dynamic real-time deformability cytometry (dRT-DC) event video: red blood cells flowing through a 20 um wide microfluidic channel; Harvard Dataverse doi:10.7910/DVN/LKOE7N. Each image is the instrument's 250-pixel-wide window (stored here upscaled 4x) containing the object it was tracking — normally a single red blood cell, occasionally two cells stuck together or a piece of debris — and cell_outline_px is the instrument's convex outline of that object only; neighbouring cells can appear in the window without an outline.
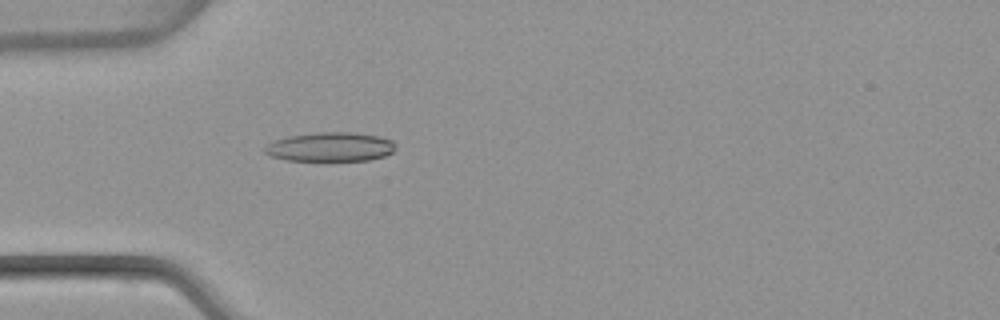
{"species": "common noctule bat (a hibernating species)", "species_latin": "Nyctalus noctula", "temperature_condition": "warm", "stored_images_in_passage": 50, "camera_frame_rate_fps": 3000, "um_per_image_px": 0.085, "animal": {"sex": "female", "body_mass_g": 22.7, "forearm_length_mm": 54.2}, "frame": {"image": 1, "passage_image": 15, "time_ms": 4.667, "image_size_px": [1000, 320], "cell_outline_px": [[396, 148], [392, 152], [384, 156], [368, 160], [324, 164], [288, 160], [272, 156], [264, 152], [264, 148], [268, 144], [276, 140], [288, 136], [320, 132], [356, 132], [376, 136], [392, 140], [396, 144]], "centroid_in_image_um": [28.09, 12.54], "position_along_channel_um": 56.9, "area_um2": 23.18}}
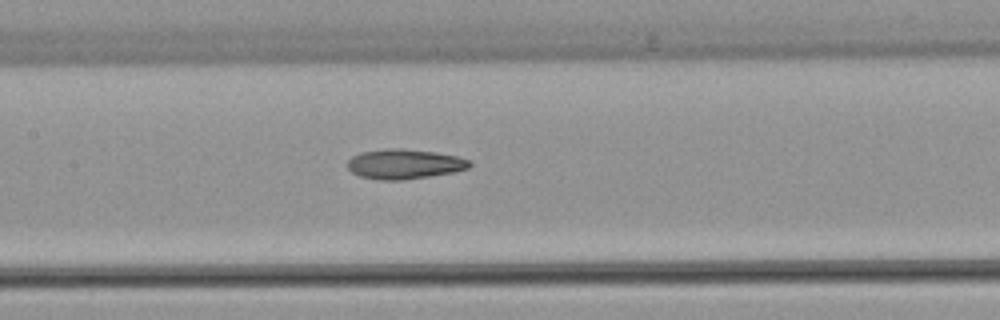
{"frame": {"image": 2, "passage_image": 24, "time_ms": 7.667, "image_size_px": [1000, 320], "cell_outline_px": [[472, 164], [468, 168], [452, 172], [428, 176], [400, 180], [380, 180], [360, 176], [352, 172], [348, 168], [348, 160], [352, 156], [360, 152], [384, 148], [400, 148], [436, 152], [456, 156], [468, 160]], "centroid_in_image_um": [34.33, 13.93], "position_along_channel_um": 173.1, "area_um2": 21.1}}
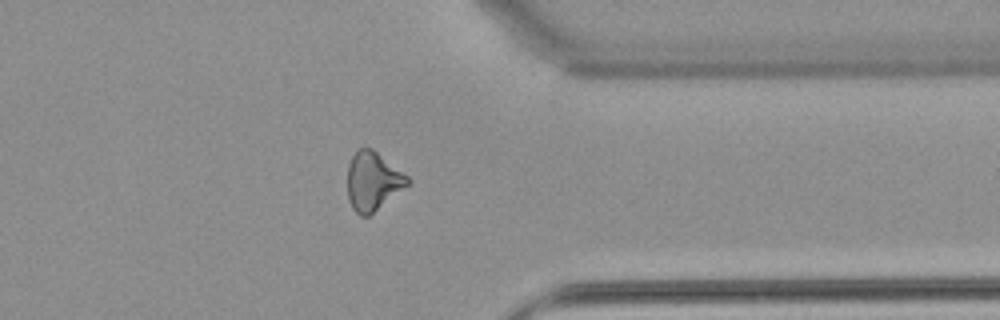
{"frame": {"image": 3, "passage_image": 40, "time_ms": 13.0, "image_size_px": [1000, 320], "cell_outline_px": [[412, 180], [408, 184], [368, 216], [360, 216], [352, 208], [348, 200], [348, 164], [352, 156], [360, 148], [372, 148], [408, 176]], "centroid_in_image_um": [31.67, 15.39], "position_along_channel_um": 379.7, "area_um2": 20.17}, "authors_computed_cell_mechanics": {"area_um2": 21.1548, "velocity_mm_per_s": 4.0294, "shape_relaxation_time_tau1_ms": null, "shape_relaxation_time_tau2_ms": 3.9973, "deformation_change_tau1": null, "deformation_change_tau2": 0.1406}}